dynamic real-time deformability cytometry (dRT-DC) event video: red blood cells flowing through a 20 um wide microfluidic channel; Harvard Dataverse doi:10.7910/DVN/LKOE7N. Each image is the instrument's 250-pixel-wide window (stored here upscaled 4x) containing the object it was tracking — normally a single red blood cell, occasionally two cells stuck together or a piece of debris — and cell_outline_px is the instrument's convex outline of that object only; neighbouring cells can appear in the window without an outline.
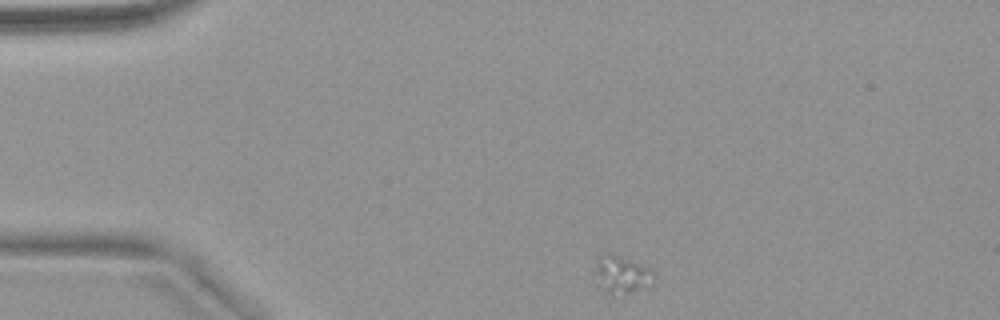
{"species": "common noctule bat (a hibernating species)", "species_latin": "Nyctalus noctula", "temperature_condition": "warm", "stored_images_in_passage": 46, "camera_frame_rate_fps": 3000, "um_per_image_px": 0.085, "animal": {"sex": "female", "body_mass_g": 18.4}, "frame": {"image": 1, "passage_image": 1, "time_ms": 0.0, "image_size_px": [1000, 320], "cell_outline_px": [[656, 284], [652, 288], [612, 296], [600, 288], [596, 272], [596, 256], [608, 252], [632, 260], [648, 268], [656, 276]], "centroid_in_image_um": [52.91, 23.37], "position_along_channel_um": 32.1, "area_um2": 13.41}}